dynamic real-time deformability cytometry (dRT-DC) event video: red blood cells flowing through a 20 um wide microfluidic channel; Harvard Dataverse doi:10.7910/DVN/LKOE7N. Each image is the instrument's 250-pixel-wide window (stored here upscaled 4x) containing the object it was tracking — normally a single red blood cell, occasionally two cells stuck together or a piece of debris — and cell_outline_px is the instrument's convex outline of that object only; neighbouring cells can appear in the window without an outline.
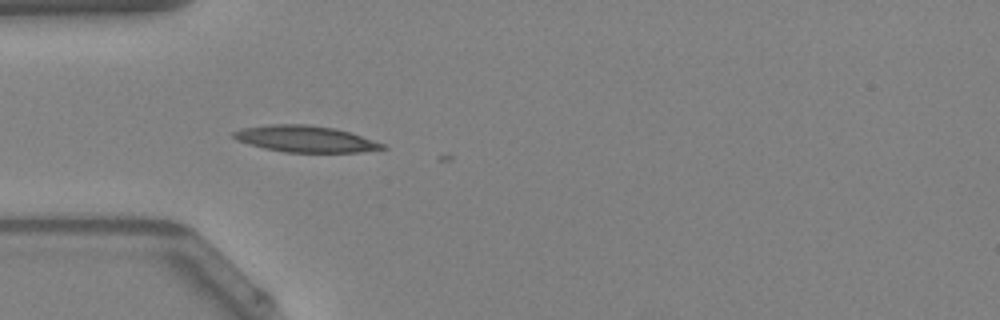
{"species": "Egyptian fruit bat (a non-hibernating species)", "species_latin": "Rousettus aegyptiacus", "temperature_condition": "warm", "stored_images_in_passage": 4, "camera_frame_rate_fps": 3000, "um_per_image_px": 0.085, "animal": {"sex": "female"}, "frame": {"image": 1, "passage_image": 1, "time_ms": 0.0, "image_size_px": [1000, 320], "cell_outline_px": [[388, 148], [360, 152], [284, 152], [264, 148], [248, 144], [236, 140], [232, 136], [232, 132], [240, 128], [272, 124], [304, 124], [336, 128], [388, 144]], "centroid_in_image_um": [25.97, 11.81], "position_along_channel_um": 59.0, "area_um2": 23.12}}